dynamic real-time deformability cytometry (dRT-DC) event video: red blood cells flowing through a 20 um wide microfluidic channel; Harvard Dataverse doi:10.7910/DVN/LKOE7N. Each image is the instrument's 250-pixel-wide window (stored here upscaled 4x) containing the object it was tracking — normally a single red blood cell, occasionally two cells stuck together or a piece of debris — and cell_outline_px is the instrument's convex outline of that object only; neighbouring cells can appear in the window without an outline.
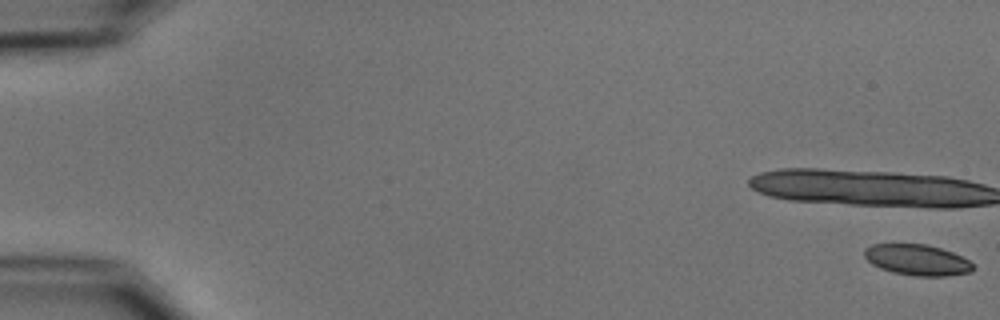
{"species": "common noctule bat (a hibernating species)", "species_latin": "Nyctalus noctula", "temperature_condition": "cold", "stored_images_in_passage": 4, "camera_frame_rate_fps": 3000, "um_per_image_px": 0.085, "animal": {"sex": "male", "body_mass_g": 15.6}, "frame": {"image": 1, "passage_image": 1, "time_ms": 0.0, "image_size_px": [1000, 320], "cell_outline_px": [[972, 272], [944, 276], [916, 276], [892, 272], [880, 268], [872, 264], [864, 256], [864, 248], [872, 244], [924, 244], [940, 248], [952, 252], [968, 260], [972, 264]], "centroid_in_image_um": [77.93, 22.09], "position_along_channel_um": 7.1, "area_um2": 19.42}}